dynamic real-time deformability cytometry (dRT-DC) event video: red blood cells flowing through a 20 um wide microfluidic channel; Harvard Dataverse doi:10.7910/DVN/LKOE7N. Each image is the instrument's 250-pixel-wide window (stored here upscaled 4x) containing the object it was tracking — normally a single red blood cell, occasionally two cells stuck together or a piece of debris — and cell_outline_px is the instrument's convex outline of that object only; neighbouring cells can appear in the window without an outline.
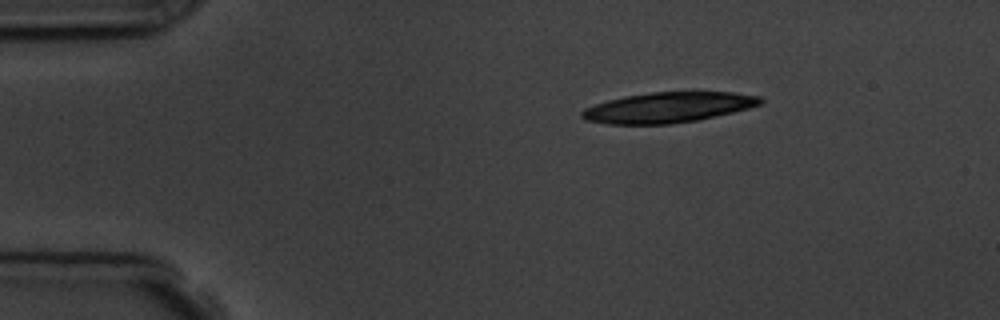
{"species": "common noctule bat (a hibernating species)", "species_latin": "Nyctalus noctula", "temperature_condition": "room temperature", "stored_images_in_passage": 5, "camera_frame_rate_fps": 3000, "um_per_image_px": 0.085, "animal": {"sex": "male", "body_mass_g": 19.5, "forearm_length_mm": 54.6}, "frame": {"image": 1, "passage_image": 5, "time_ms": 4.667, "image_size_px": [1000, 320], "cell_outline_px": [[764, 100], [760, 104], [748, 108], [732, 112], [696, 120], [672, 124], [608, 124], [584, 120], [580, 116], [580, 112], [584, 108], [608, 100], [624, 96], [652, 92], [732, 92], [760, 96]], "centroid_in_image_um": [56.75, 9.13], "position_along_channel_um": 28.2, "area_um2": 31.5}}